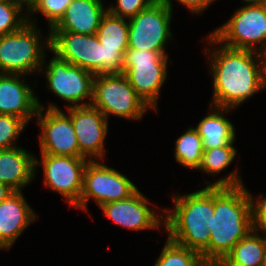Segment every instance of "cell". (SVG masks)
<instances>
[{"label":"cell","mask_w":266,"mask_h":266,"mask_svg":"<svg viewBox=\"0 0 266 266\" xmlns=\"http://www.w3.org/2000/svg\"><path fill=\"white\" fill-rule=\"evenodd\" d=\"M214 50L207 56L211 58L210 73L213 74L211 106L233 109L266 88L264 54L222 44Z\"/></svg>","instance_id":"6da1fadb"},{"label":"cell","mask_w":266,"mask_h":266,"mask_svg":"<svg viewBox=\"0 0 266 266\" xmlns=\"http://www.w3.org/2000/svg\"><path fill=\"white\" fill-rule=\"evenodd\" d=\"M208 183L207 187L185 196L173 197L174 211L169 209L164 215V229L173 242L197 251L209 264L210 221L214 216V186H242L238 172Z\"/></svg>","instance_id":"7a4b0ae2"},{"label":"cell","mask_w":266,"mask_h":266,"mask_svg":"<svg viewBox=\"0 0 266 266\" xmlns=\"http://www.w3.org/2000/svg\"><path fill=\"white\" fill-rule=\"evenodd\" d=\"M209 230V265L218 266L235 244L253 231L251 198L244 185L214 186Z\"/></svg>","instance_id":"3957f363"},{"label":"cell","mask_w":266,"mask_h":266,"mask_svg":"<svg viewBox=\"0 0 266 266\" xmlns=\"http://www.w3.org/2000/svg\"><path fill=\"white\" fill-rule=\"evenodd\" d=\"M29 19L19 31L0 37V73L29 75L37 70L43 71V47L46 44L50 50V34L42 45L40 30Z\"/></svg>","instance_id":"277c9868"},{"label":"cell","mask_w":266,"mask_h":266,"mask_svg":"<svg viewBox=\"0 0 266 266\" xmlns=\"http://www.w3.org/2000/svg\"><path fill=\"white\" fill-rule=\"evenodd\" d=\"M209 42L232 49L266 52V4L244 5L209 35ZM224 42V43H223ZM260 45V49L256 46ZM258 50V51H257Z\"/></svg>","instance_id":"5b68a950"},{"label":"cell","mask_w":266,"mask_h":266,"mask_svg":"<svg viewBox=\"0 0 266 266\" xmlns=\"http://www.w3.org/2000/svg\"><path fill=\"white\" fill-rule=\"evenodd\" d=\"M167 60L165 51L127 49L124 54L122 74L137 95L154 110L167 77Z\"/></svg>","instance_id":"8992f818"},{"label":"cell","mask_w":266,"mask_h":266,"mask_svg":"<svg viewBox=\"0 0 266 266\" xmlns=\"http://www.w3.org/2000/svg\"><path fill=\"white\" fill-rule=\"evenodd\" d=\"M91 105L101 111L107 120L109 114L138 120L150 108L122 73L95 75Z\"/></svg>","instance_id":"52a82bcc"},{"label":"cell","mask_w":266,"mask_h":266,"mask_svg":"<svg viewBox=\"0 0 266 266\" xmlns=\"http://www.w3.org/2000/svg\"><path fill=\"white\" fill-rule=\"evenodd\" d=\"M138 188L125 175L98 161H88L83 172L82 191L76 208L87 211L92 197L101 205L131 197Z\"/></svg>","instance_id":"ba28073f"},{"label":"cell","mask_w":266,"mask_h":266,"mask_svg":"<svg viewBox=\"0 0 266 266\" xmlns=\"http://www.w3.org/2000/svg\"><path fill=\"white\" fill-rule=\"evenodd\" d=\"M171 18L172 10L159 0L130 18L128 49L165 51L167 40L172 38Z\"/></svg>","instance_id":"9c48e42d"},{"label":"cell","mask_w":266,"mask_h":266,"mask_svg":"<svg viewBox=\"0 0 266 266\" xmlns=\"http://www.w3.org/2000/svg\"><path fill=\"white\" fill-rule=\"evenodd\" d=\"M50 51L60 59L92 72L104 74L103 45L96 34L49 31Z\"/></svg>","instance_id":"30bf717a"},{"label":"cell","mask_w":266,"mask_h":266,"mask_svg":"<svg viewBox=\"0 0 266 266\" xmlns=\"http://www.w3.org/2000/svg\"><path fill=\"white\" fill-rule=\"evenodd\" d=\"M45 65V72L48 85L56 96L68 101L71 106H86L91 105L93 97V81L95 75L76 65H72L67 61L60 59L56 54ZM90 98V101L80 103L85 98ZM79 102V103H78Z\"/></svg>","instance_id":"8fae6325"},{"label":"cell","mask_w":266,"mask_h":266,"mask_svg":"<svg viewBox=\"0 0 266 266\" xmlns=\"http://www.w3.org/2000/svg\"><path fill=\"white\" fill-rule=\"evenodd\" d=\"M88 161L85 157L42 154L41 162L35 159V166H43L45 186L60 193L71 206L76 207Z\"/></svg>","instance_id":"7c38bea8"},{"label":"cell","mask_w":266,"mask_h":266,"mask_svg":"<svg viewBox=\"0 0 266 266\" xmlns=\"http://www.w3.org/2000/svg\"><path fill=\"white\" fill-rule=\"evenodd\" d=\"M45 107L37 112L41 127L40 149L41 154L84 157L79 150V144L70 116L51 103L43 116ZM42 111V112H41Z\"/></svg>","instance_id":"4fadbf2b"},{"label":"cell","mask_w":266,"mask_h":266,"mask_svg":"<svg viewBox=\"0 0 266 266\" xmlns=\"http://www.w3.org/2000/svg\"><path fill=\"white\" fill-rule=\"evenodd\" d=\"M73 128L79 144L80 153L93 161V157L102 159L105 152L104 141L108 131V120L92 105L67 106Z\"/></svg>","instance_id":"5bb4252c"},{"label":"cell","mask_w":266,"mask_h":266,"mask_svg":"<svg viewBox=\"0 0 266 266\" xmlns=\"http://www.w3.org/2000/svg\"><path fill=\"white\" fill-rule=\"evenodd\" d=\"M148 199L137 190L131 197L124 200L108 202L100 206L105 216L115 224L129 230L141 231L159 228L160 217L148 206ZM159 217V218H158Z\"/></svg>","instance_id":"9a60e30c"},{"label":"cell","mask_w":266,"mask_h":266,"mask_svg":"<svg viewBox=\"0 0 266 266\" xmlns=\"http://www.w3.org/2000/svg\"><path fill=\"white\" fill-rule=\"evenodd\" d=\"M21 76L0 73V114L13 115L28 123L43 105Z\"/></svg>","instance_id":"2e32d148"},{"label":"cell","mask_w":266,"mask_h":266,"mask_svg":"<svg viewBox=\"0 0 266 266\" xmlns=\"http://www.w3.org/2000/svg\"><path fill=\"white\" fill-rule=\"evenodd\" d=\"M37 215L26 203L22 191H14L0 203V249L9 250Z\"/></svg>","instance_id":"e0dca14e"},{"label":"cell","mask_w":266,"mask_h":266,"mask_svg":"<svg viewBox=\"0 0 266 266\" xmlns=\"http://www.w3.org/2000/svg\"><path fill=\"white\" fill-rule=\"evenodd\" d=\"M106 12L101 0H73L50 31L96 34Z\"/></svg>","instance_id":"ac0fdd59"},{"label":"cell","mask_w":266,"mask_h":266,"mask_svg":"<svg viewBox=\"0 0 266 266\" xmlns=\"http://www.w3.org/2000/svg\"><path fill=\"white\" fill-rule=\"evenodd\" d=\"M35 156L22 147L0 150V182L14 191L21 189L35 177Z\"/></svg>","instance_id":"d6986e66"},{"label":"cell","mask_w":266,"mask_h":266,"mask_svg":"<svg viewBox=\"0 0 266 266\" xmlns=\"http://www.w3.org/2000/svg\"><path fill=\"white\" fill-rule=\"evenodd\" d=\"M210 110L214 111L204 117L195 128L202 138L203 149L233 146L236 132L233 124L223 116L226 111L230 112V108L211 106Z\"/></svg>","instance_id":"ffe728a7"},{"label":"cell","mask_w":266,"mask_h":266,"mask_svg":"<svg viewBox=\"0 0 266 266\" xmlns=\"http://www.w3.org/2000/svg\"><path fill=\"white\" fill-rule=\"evenodd\" d=\"M252 231L238 241L218 266H262L266 252V235Z\"/></svg>","instance_id":"44dd1931"},{"label":"cell","mask_w":266,"mask_h":266,"mask_svg":"<svg viewBox=\"0 0 266 266\" xmlns=\"http://www.w3.org/2000/svg\"><path fill=\"white\" fill-rule=\"evenodd\" d=\"M128 34V22L108 11L103 15L96 32L100 44L108 50H127Z\"/></svg>","instance_id":"7402d4cb"},{"label":"cell","mask_w":266,"mask_h":266,"mask_svg":"<svg viewBox=\"0 0 266 266\" xmlns=\"http://www.w3.org/2000/svg\"><path fill=\"white\" fill-rule=\"evenodd\" d=\"M204 149L202 138L194 127L188 128L175 144V159L180 165L198 169L202 162Z\"/></svg>","instance_id":"603a6c76"},{"label":"cell","mask_w":266,"mask_h":266,"mask_svg":"<svg viewBox=\"0 0 266 266\" xmlns=\"http://www.w3.org/2000/svg\"><path fill=\"white\" fill-rule=\"evenodd\" d=\"M154 266H210L197 251L179 245L169 238Z\"/></svg>","instance_id":"cb8c5ba5"},{"label":"cell","mask_w":266,"mask_h":266,"mask_svg":"<svg viewBox=\"0 0 266 266\" xmlns=\"http://www.w3.org/2000/svg\"><path fill=\"white\" fill-rule=\"evenodd\" d=\"M23 4L18 0L0 2V37L17 32L28 23V14L21 13Z\"/></svg>","instance_id":"d4e9b609"},{"label":"cell","mask_w":266,"mask_h":266,"mask_svg":"<svg viewBox=\"0 0 266 266\" xmlns=\"http://www.w3.org/2000/svg\"><path fill=\"white\" fill-rule=\"evenodd\" d=\"M237 150L233 146H221L204 149L202 162L198 170L209 174H219L234 160Z\"/></svg>","instance_id":"484cf974"},{"label":"cell","mask_w":266,"mask_h":266,"mask_svg":"<svg viewBox=\"0 0 266 266\" xmlns=\"http://www.w3.org/2000/svg\"><path fill=\"white\" fill-rule=\"evenodd\" d=\"M73 0H32L26 7L27 14L43 13L49 22L50 30L59 22Z\"/></svg>","instance_id":"4316f807"},{"label":"cell","mask_w":266,"mask_h":266,"mask_svg":"<svg viewBox=\"0 0 266 266\" xmlns=\"http://www.w3.org/2000/svg\"><path fill=\"white\" fill-rule=\"evenodd\" d=\"M26 125L19 117L0 114V150L16 147L15 142Z\"/></svg>","instance_id":"83f0119b"},{"label":"cell","mask_w":266,"mask_h":266,"mask_svg":"<svg viewBox=\"0 0 266 266\" xmlns=\"http://www.w3.org/2000/svg\"><path fill=\"white\" fill-rule=\"evenodd\" d=\"M156 0H116L117 6L108 7L107 11L121 18H132L149 7Z\"/></svg>","instance_id":"f1b7e54d"},{"label":"cell","mask_w":266,"mask_h":266,"mask_svg":"<svg viewBox=\"0 0 266 266\" xmlns=\"http://www.w3.org/2000/svg\"><path fill=\"white\" fill-rule=\"evenodd\" d=\"M252 206L253 231L263 232L266 235V197L261 194L257 201L250 194ZM261 230V231H260Z\"/></svg>","instance_id":"f546056e"},{"label":"cell","mask_w":266,"mask_h":266,"mask_svg":"<svg viewBox=\"0 0 266 266\" xmlns=\"http://www.w3.org/2000/svg\"><path fill=\"white\" fill-rule=\"evenodd\" d=\"M127 50H108L103 45L104 74H119L123 70V58Z\"/></svg>","instance_id":"4dcf8cb0"},{"label":"cell","mask_w":266,"mask_h":266,"mask_svg":"<svg viewBox=\"0 0 266 266\" xmlns=\"http://www.w3.org/2000/svg\"><path fill=\"white\" fill-rule=\"evenodd\" d=\"M166 6H168L172 10V1L171 0H159ZM178 2L182 3L186 6V8H189V10L192 13L200 14L205 10L206 7H208L214 0H177Z\"/></svg>","instance_id":"1f68e13d"},{"label":"cell","mask_w":266,"mask_h":266,"mask_svg":"<svg viewBox=\"0 0 266 266\" xmlns=\"http://www.w3.org/2000/svg\"><path fill=\"white\" fill-rule=\"evenodd\" d=\"M14 192L8 185L0 182V203Z\"/></svg>","instance_id":"d6a6232c"},{"label":"cell","mask_w":266,"mask_h":266,"mask_svg":"<svg viewBox=\"0 0 266 266\" xmlns=\"http://www.w3.org/2000/svg\"><path fill=\"white\" fill-rule=\"evenodd\" d=\"M246 2V5H264L266 4V0H243Z\"/></svg>","instance_id":"836d02e7"},{"label":"cell","mask_w":266,"mask_h":266,"mask_svg":"<svg viewBox=\"0 0 266 266\" xmlns=\"http://www.w3.org/2000/svg\"><path fill=\"white\" fill-rule=\"evenodd\" d=\"M262 266H266V252H265V257H264L263 265Z\"/></svg>","instance_id":"e575fe53"},{"label":"cell","mask_w":266,"mask_h":266,"mask_svg":"<svg viewBox=\"0 0 266 266\" xmlns=\"http://www.w3.org/2000/svg\"><path fill=\"white\" fill-rule=\"evenodd\" d=\"M32 0H26V6L28 7L29 3L31 2Z\"/></svg>","instance_id":"d590c367"},{"label":"cell","mask_w":266,"mask_h":266,"mask_svg":"<svg viewBox=\"0 0 266 266\" xmlns=\"http://www.w3.org/2000/svg\"><path fill=\"white\" fill-rule=\"evenodd\" d=\"M18 1L23 2L24 5H26V0H18Z\"/></svg>","instance_id":"8d00e7d4"},{"label":"cell","mask_w":266,"mask_h":266,"mask_svg":"<svg viewBox=\"0 0 266 266\" xmlns=\"http://www.w3.org/2000/svg\"><path fill=\"white\" fill-rule=\"evenodd\" d=\"M264 58H265V67H266V52L264 53Z\"/></svg>","instance_id":"74e56055"}]
</instances>
